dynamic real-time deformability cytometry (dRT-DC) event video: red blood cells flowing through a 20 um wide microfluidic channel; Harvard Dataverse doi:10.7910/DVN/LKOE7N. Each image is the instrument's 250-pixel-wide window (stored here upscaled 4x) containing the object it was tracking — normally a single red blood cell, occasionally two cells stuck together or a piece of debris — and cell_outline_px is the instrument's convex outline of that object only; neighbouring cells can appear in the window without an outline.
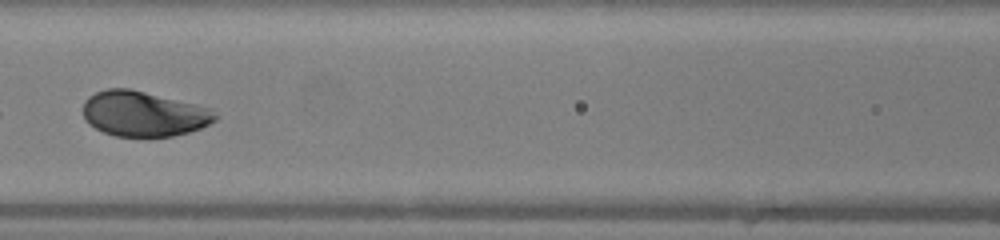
{"species": "human", "species_latin": "Homo sapiens", "temperature_condition": "warm", "stored_images_in_passage": 45, "camera_frame_rate_fps": 3000, "um_per_image_px": 0.085, "donor": {"sex": "female"}, "frame": {"image": 1, "passage_image": 20, "time_ms": 6.333, "image_size_px": [1000, 240], "cell_outline_px": [[220, 116], [216, 120], [200, 128], [188, 132], [172, 136], [116, 136], [104, 132], [88, 124], [84, 120], [84, 100], [88, 96], [96, 92], [108, 88], [128, 88], [196, 104], [212, 108]], "centroid_in_image_um": [12.22, 9.67], "position_along_channel_um": 154.4, "area_um2": 34.8}, "authors_computed_cell_mechanics": {"area_um2": 35.3158, "velocity_mm_per_s": 4.341, "shape_relaxation_time_tau1_ms": 1.9991, "shape_relaxation_time_tau2_ms": null, "deformation_change_tau1": 0.1369, "deformation_change_tau2": null}}